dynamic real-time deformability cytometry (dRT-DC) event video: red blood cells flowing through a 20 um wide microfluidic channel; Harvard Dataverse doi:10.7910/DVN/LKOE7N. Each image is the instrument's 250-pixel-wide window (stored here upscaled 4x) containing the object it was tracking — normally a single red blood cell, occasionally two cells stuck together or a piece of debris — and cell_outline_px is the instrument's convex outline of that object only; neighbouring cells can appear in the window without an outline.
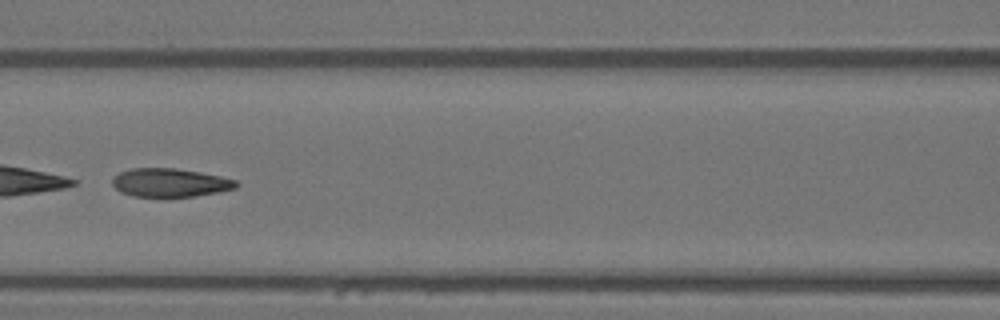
{"species": "Egyptian fruit bat (a non-hibernating species)", "species_latin": "Rousettus aegyptiacus", "temperature_condition": "warm", "stored_images_in_passage": 49, "camera_frame_rate_fps": 3000, "um_per_image_px": 0.085, "animal": {"sex": "female"}, "frame": {"image": 1, "passage_image": 22, "time_ms": 7.0, "image_size_px": [1000, 320], "cell_outline_px": [[240, 184], [236, 188], [196, 196], [132, 196], [120, 192], [112, 184], [112, 176], [120, 172], [132, 168], [176, 168], [200, 172], [220, 176], [236, 180]], "centroid_in_image_um": [14.44, 15.51], "position_along_channel_um": 152.2, "area_um2": 20.52}}
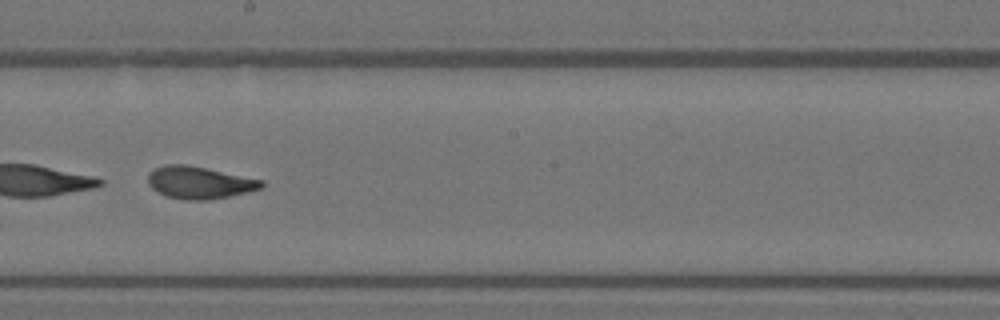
{"frame": {"image": 2, "passage_image": 28, "time_ms": 9.0, "image_size_px": [1000, 320], "cell_outline_px": [[264, 184], [260, 188], [248, 192], [208, 200], [184, 200], [164, 196], [156, 192], [148, 184], [148, 176], [156, 168], [168, 164], [184, 164], [264, 180]], "centroid_in_image_um": [16.93, 15.54], "position_along_channel_um": 231.3, "area_um2": 21.15}}